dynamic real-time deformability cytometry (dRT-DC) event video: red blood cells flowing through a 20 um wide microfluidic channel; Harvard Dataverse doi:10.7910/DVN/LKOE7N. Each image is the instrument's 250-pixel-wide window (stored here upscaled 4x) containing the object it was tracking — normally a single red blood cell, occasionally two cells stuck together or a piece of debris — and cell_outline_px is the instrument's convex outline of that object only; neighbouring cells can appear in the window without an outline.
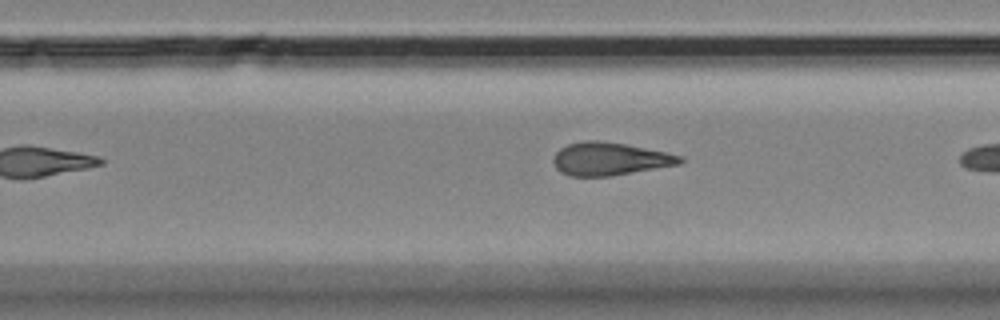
{"species": "Egyptian fruit bat (a non-hibernating species)", "species_latin": "Rousettus aegyptiacus", "temperature_condition": "room temperature", "stored_images_in_passage": 12, "camera_frame_rate_fps": 3000, "um_per_image_px": 0.085, "animal": {"sex": "female"}, "frame": {"image": 1, "passage_image": 12, "time_ms": 13.667, "image_size_px": [1000, 320], "cell_outline_px": [[684, 160], [680, 164], [608, 176], [568, 176], [560, 172], [556, 168], [552, 160], [552, 156], [560, 148], [568, 144], [584, 140], [600, 140], [628, 144], [684, 156]], "centroid_in_image_um": [51.8, 13.49], "position_along_channel_um": 278.0, "area_um2": 24.45}}